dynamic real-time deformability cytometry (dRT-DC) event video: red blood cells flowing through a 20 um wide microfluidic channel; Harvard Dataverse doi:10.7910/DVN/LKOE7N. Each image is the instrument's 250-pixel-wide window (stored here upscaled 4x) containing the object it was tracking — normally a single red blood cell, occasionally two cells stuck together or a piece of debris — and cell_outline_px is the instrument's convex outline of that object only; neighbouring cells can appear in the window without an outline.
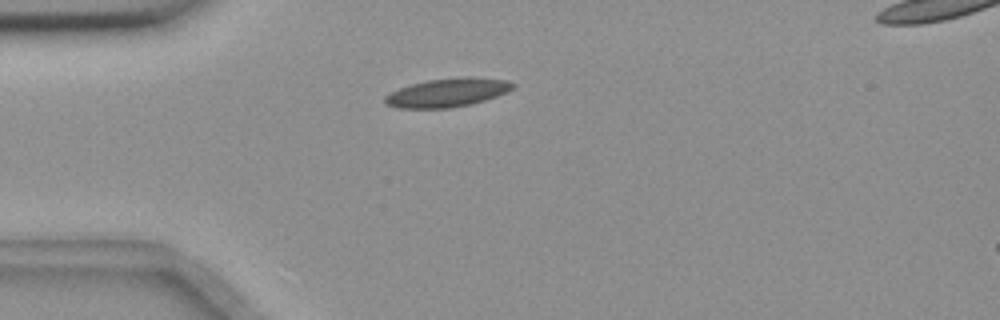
{"species": "common noctule bat (a hibernating species)", "species_latin": "Nyctalus noctula", "temperature_condition": "room temperature", "stored_images_in_passage": 37, "camera_frame_rate_fps": 3000, "um_per_image_px": 0.085, "animal": {"sex": "female", "body_mass_g": 18.4}, "frame": {"image": 1, "passage_image": 1, "time_ms": 0.0, "image_size_px": [1000, 320], "cell_outline_px": [[516, 84], [512, 88], [496, 96], [484, 100], [468, 104], [448, 108], [400, 108], [384, 104], [384, 96], [400, 88], [412, 84], [428, 80], [460, 76], [468, 76], [508, 80]], "centroid_in_image_um": [38.01, 7.86], "position_along_channel_um": 47.0, "area_um2": 21.15}}
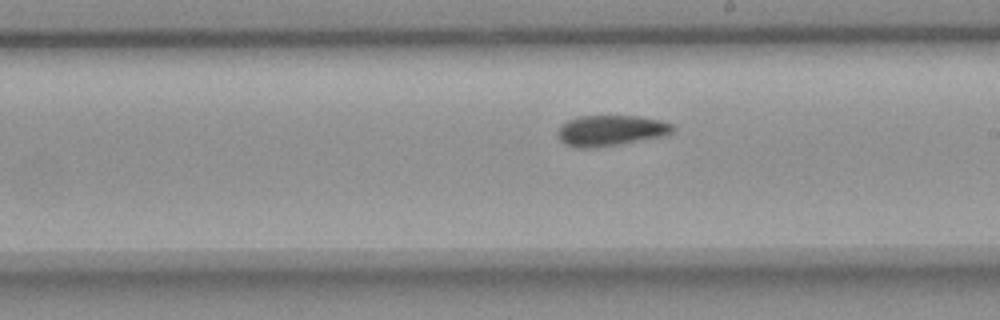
{"frame": {"image": 2, "passage_image": 18, "time_ms": 5.667, "image_size_px": [1000, 320], "cell_outline_px": [[676, 128], [672, 132], [664, 136], [620, 144], [596, 148], [580, 148], [564, 144], [560, 140], [560, 128], [568, 120], [580, 116], [640, 116], [660, 120], [672, 124]], "centroid_in_image_um": [51.97, 11.1], "position_along_channel_um": 237.0, "area_um2": 20.46}}
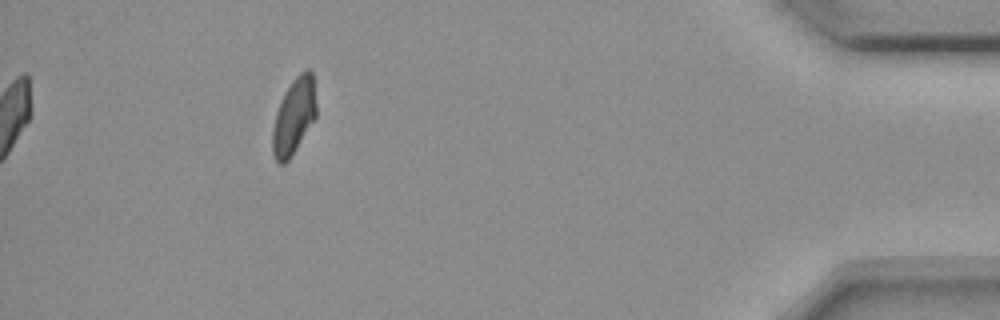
{"frame": {"image": 3, "passage_image": 37, "time_ms": 12.0, "image_size_px": [1000, 320], "cell_outline_px": [[316, 116], [296, 148], [288, 160], [284, 164], [280, 164], [276, 160], [272, 152], [272, 128], [276, 112], [280, 100], [284, 92], [292, 80], [304, 68], [308, 68], [312, 72], [316, 104]], "centroid_in_image_um": [24.96, 9.85], "position_along_channel_um": 410.2, "area_um2": 19.36}, "authors_computed_cell_mechanics": {"area_um2": 20.4612, "velocity_mm_per_s": 3.6441, "shape_relaxation_time_tau1_ms": 5.5728, "shape_relaxation_time_tau2_ms": 3.1575, "deformation_change_tau1": 0.1356, "deformation_change_tau2": 0.0737}}